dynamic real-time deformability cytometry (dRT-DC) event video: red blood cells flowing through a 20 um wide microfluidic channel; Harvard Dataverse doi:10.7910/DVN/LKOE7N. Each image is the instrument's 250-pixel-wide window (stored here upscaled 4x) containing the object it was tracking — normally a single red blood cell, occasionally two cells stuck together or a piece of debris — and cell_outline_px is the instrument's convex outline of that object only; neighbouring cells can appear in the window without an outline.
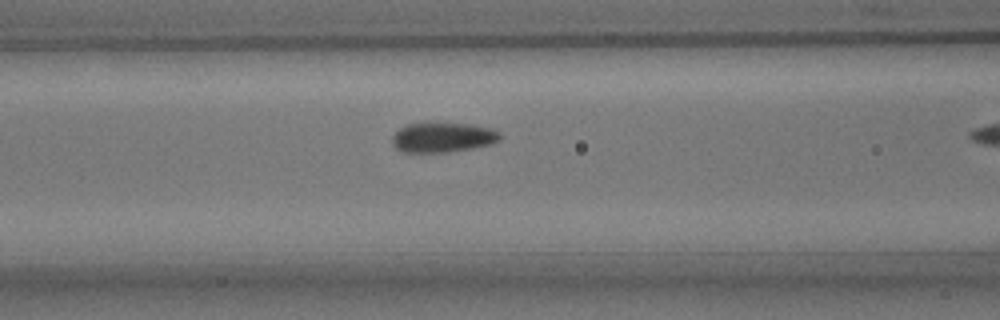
{"species": "common noctule bat (a hibernating species)", "species_latin": "Nyctalus noctula", "temperature_condition": "room temperature", "stored_images_in_passage": 17, "camera_frame_rate_fps": 3000, "um_per_image_px": 0.085, "animal": {"sex": "male", "body_mass_g": 15.6}, "frame": {"image": 1, "passage_image": 12, "time_ms": 3.667, "image_size_px": [1000, 320], "cell_outline_px": [[500, 140], [492, 144], [472, 148], [448, 152], [404, 152], [396, 148], [392, 144], [392, 136], [400, 128], [408, 124], [424, 120], [428, 120], [468, 124], [492, 128], [500, 132]], "centroid_in_image_um": [37.62, 11.63], "position_along_channel_um": 129.0, "area_um2": 19.42}}
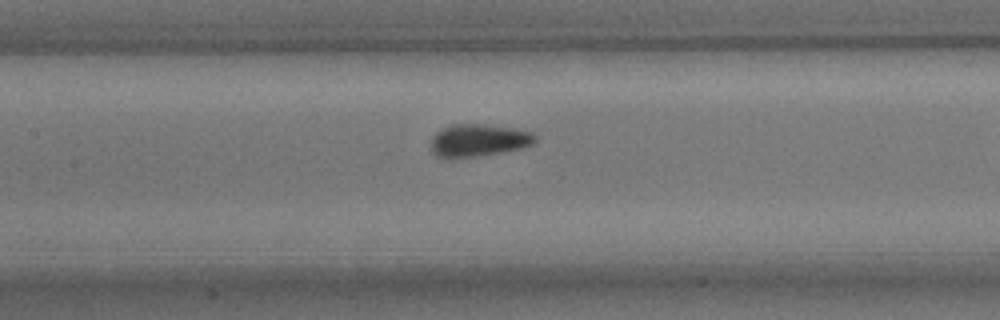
{"frame": {"image": 2, "passage_image": 15, "time_ms": 4.667, "image_size_px": [1000, 320], "cell_outline_px": [[536, 140], [532, 144], [520, 148], [500, 152], [476, 156], [436, 156], [432, 152], [432, 136], [440, 128], [452, 124], [484, 124], [512, 128], [532, 132], [536, 136]], "centroid_in_image_um": [40.67, 11.89], "position_along_channel_um": 166.7, "area_um2": 19.31}}